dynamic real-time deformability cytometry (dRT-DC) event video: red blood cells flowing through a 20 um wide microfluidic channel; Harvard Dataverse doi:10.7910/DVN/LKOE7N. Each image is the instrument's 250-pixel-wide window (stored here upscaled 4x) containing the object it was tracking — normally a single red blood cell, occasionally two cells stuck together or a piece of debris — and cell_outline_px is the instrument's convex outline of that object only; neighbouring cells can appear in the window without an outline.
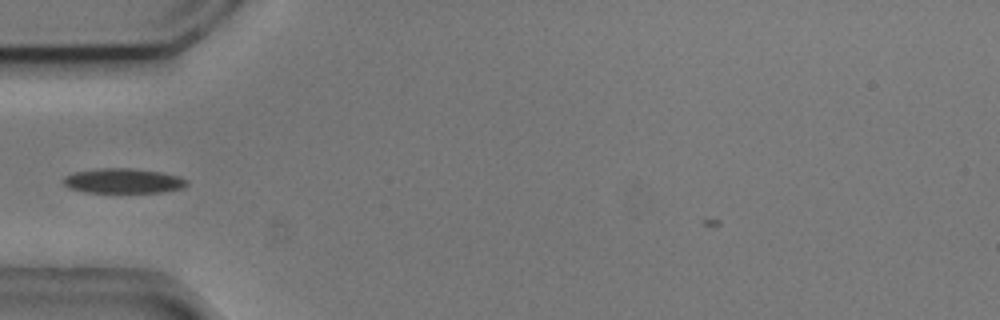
{"species": "common noctule bat (a hibernating species)", "species_latin": "Nyctalus noctula", "temperature_condition": "cold", "stored_images_in_passage": 32, "camera_frame_rate_fps": 3000, "um_per_image_px": 0.085, "animal": {"sex": "male", "body_mass_g": 20.5, "forearm_length_mm": 52.5}, "frame": {"image": 1, "passage_image": 3, "time_ms": 0.667, "image_size_px": [1000, 320], "cell_outline_px": [[188, 184], [180, 188], [160, 192], [84, 192], [68, 188], [64, 184], [64, 176], [72, 172], [100, 168], [128, 168], [160, 172], [176, 176], [188, 180]], "centroid_in_image_um": [10.41, 15.37], "position_along_channel_um": 74.6, "area_um2": 17.69}, "authors_computed_cell_mechanics": {"area_um2": 17.4267, "velocity_mm_per_s": 3.7096, "shape_relaxation_time_tau1_ms": 2.7833, "shape_relaxation_time_tau2_ms": null, "deformation_change_tau1": 0.1028, "deformation_change_tau2": null}}